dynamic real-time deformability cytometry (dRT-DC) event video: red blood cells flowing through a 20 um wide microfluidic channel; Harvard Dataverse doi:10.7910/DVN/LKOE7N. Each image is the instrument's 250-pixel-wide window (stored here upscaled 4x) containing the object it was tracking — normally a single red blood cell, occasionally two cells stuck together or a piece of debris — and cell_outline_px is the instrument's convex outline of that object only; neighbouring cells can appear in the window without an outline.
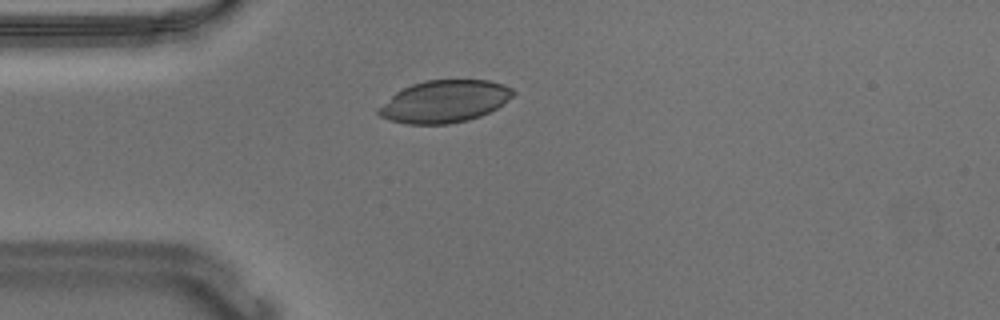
{"species": "Egyptian fruit bat (a non-hibernating species)", "species_latin": "Rousettus aegyptiacus", "temperature_condition": "warm", "stored_images_in_passage": 38, "camera_frame_rate_fps": 3000, "um_per_image_px": 0.085, "animal": {"sex": "male"}, "frame": {"image": 1, "passage_image": 3, "time_ms": 0.667, "image_size_px": [1000, 320], "cell_outline_px": [[516, 92], [512, 96], [496, 108], [480, 116], [468, 120], [448, 124], [404, 124], [380, 116], [376, 112], [396, 92], [412, 84], [424, 80], [488, 80], [504, 84], [512, 88]], "centroid_in_image_um": [37.81, 8.62], "position_along_channel_um": 47.2, "area_um2": 32.77}}
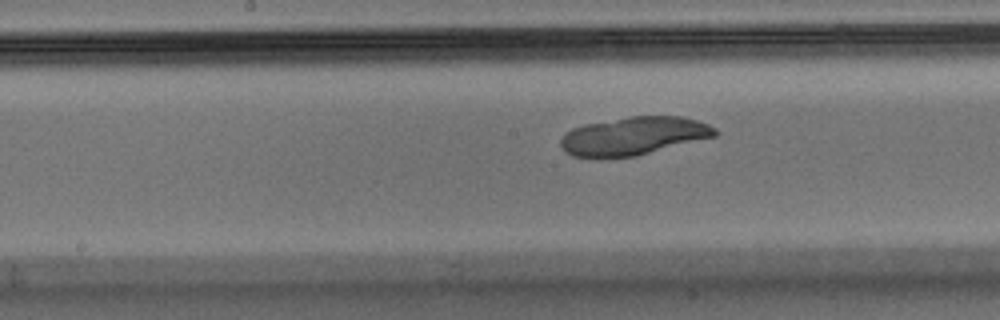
{"frame": {"image": 2, "passage_image": 16, "time_ms": 5.0, "image_size_px": [1000, 320], "cell_outline_px": [[720, 132], [716, 136], [636, 156], [600, 160], [572, 156], [564, 152], [560, 144], [560, 140], [564, 132], [572, 128], [584, 124], [628, 116], [684, 116], [708, 124], [716, 128]], "centroid_in_image_um": [53.8, 11.58], "position_along_channel_um": 194.4, "area_um2": 35.2}}
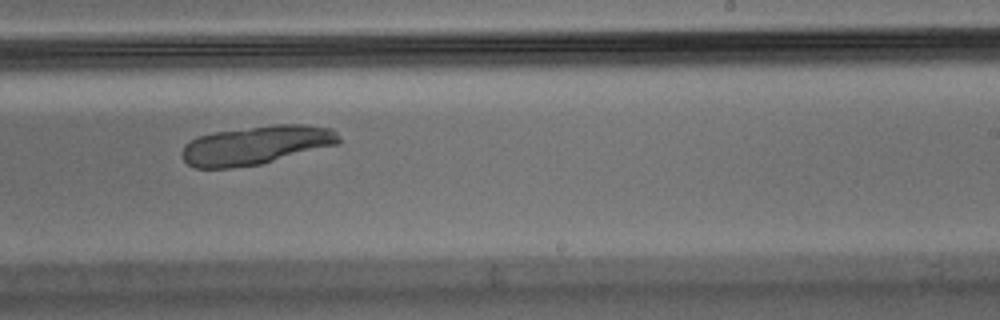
{"frame": {"image": 3, "passage_image": 22, "time_ms": 7.0, "image_size_px": [1000, 320], "cell_outline_px": [[340, 144], [260, 164], [232, 168], [196, 168], [188, 164], [180, 156], [180, 152], [184, 144], [200, 136], [216, 132], [272, 124], [304, 124], [332, 128], [340, 136]], "centroid_in_image_um": [21.79, 12.34], "position_along_channel_um": 267.2, "area_um2": 35.6}}